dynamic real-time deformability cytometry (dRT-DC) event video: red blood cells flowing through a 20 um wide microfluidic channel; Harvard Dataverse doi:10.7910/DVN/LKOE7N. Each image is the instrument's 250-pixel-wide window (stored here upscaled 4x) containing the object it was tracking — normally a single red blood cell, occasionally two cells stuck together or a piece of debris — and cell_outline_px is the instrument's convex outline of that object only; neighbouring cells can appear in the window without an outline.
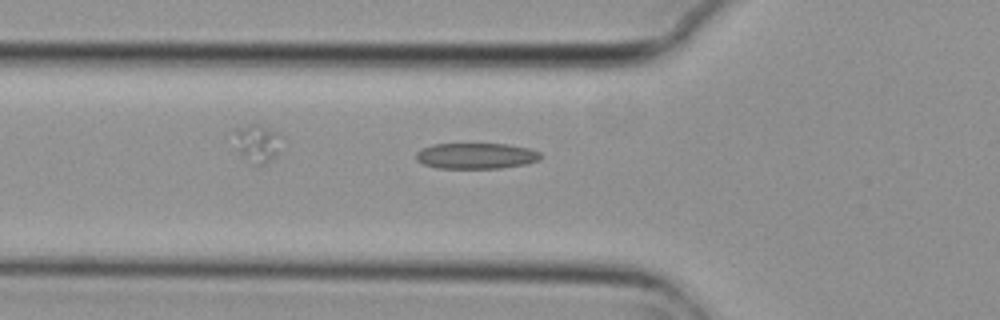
{"species": "common noctule bat (a hibernating species)", "species_latin": "Nyctalus noctula", "temperature_condition": "cold", "stored_images_in_passage": 6, "camera_frame_rate_fps": 3000, "um_per_image_px": 0.085, "animal": {"sex": "female", "body_mass_g": 29.2, "forearm_length_mm": 56.3}, "frame": {"image": 1, "passage_image": 6, "time_ms": 1.667, "image_size_px": [1000, 320], "cell_outline_px": [[544, 156], [540, 160], [524, 164], [500, 168], [436, 168], [424, 164], [416, 160], [416, 152], [420, 148], [432, 144], [508, 144], [528, 148], [540, 152]], "centroid_in_image_um": [40.46, 13.24], "position_along_channel_um": 85.3, "area_um2": 18.9}}